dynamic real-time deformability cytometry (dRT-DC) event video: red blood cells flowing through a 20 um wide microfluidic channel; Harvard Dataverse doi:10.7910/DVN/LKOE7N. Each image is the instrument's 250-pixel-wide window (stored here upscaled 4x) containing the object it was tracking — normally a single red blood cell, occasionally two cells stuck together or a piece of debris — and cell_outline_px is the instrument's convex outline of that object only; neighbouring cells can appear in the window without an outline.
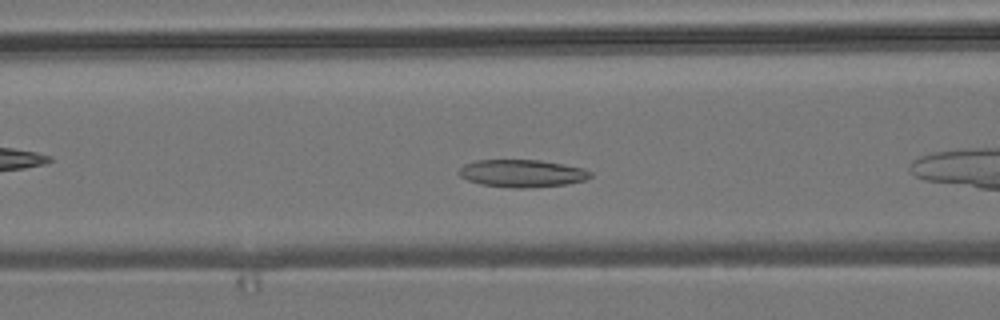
{"species": "common noctule bat (a hibernating species)", "species_latin": "Nyctalus noctula", "temperature_condition": "room temperature", "stored_images_in_passage": 37, "camera_frame_rate_fps": 3000, "um_per_image_px": 0.085, "animal": {"sex": "male", "body_mass_g": 19.2, "forearm_length_mm": 51.8}, "frame": {"image": 1, "passage_image": 6, "time_ms": 1.667, "image_size_px": [1000, 320], "cell_outline_px": [[592, 176], [584, 180], [568, 184], [528, 188], [508, 188], [480, 184], [468, 180], [460, 176], [456, 172], [464, 164], [476, 160], [540, 160], [564, 164], [584, 168], [592, 172]], "centroid_in_image_um": [44.37, 14.74], "position_along_channel_um": 122.2, "area_um2": 21.33}}
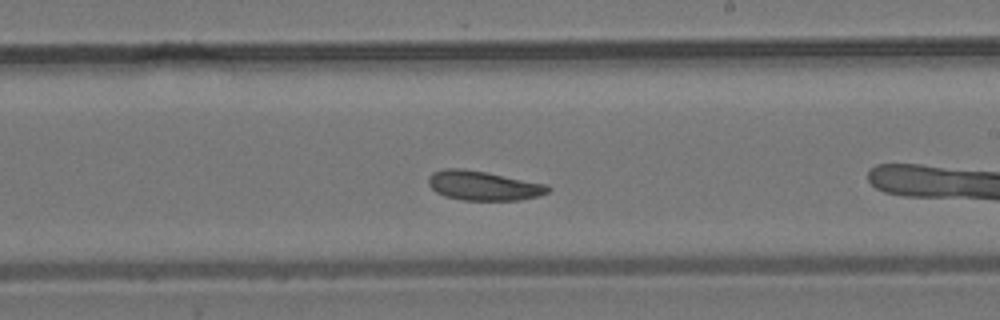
{"frame": {"image": 2, "passage_image": 16, "time_ms": 5.0, "image_size_px": [1000, 320], "cell_outline_px": [[552, 188], [548, 192], [540, 196], [520, 200], [464, 200], [444, 196], [436, 192], [428, 184], [428, 176], [432, 172], [444, 168], [464, 168], [548, 184]], "centroid_in_image_um": [41.09, 15.77], "position_along_channel_um": 247.9, "area_um2": 20.69}}